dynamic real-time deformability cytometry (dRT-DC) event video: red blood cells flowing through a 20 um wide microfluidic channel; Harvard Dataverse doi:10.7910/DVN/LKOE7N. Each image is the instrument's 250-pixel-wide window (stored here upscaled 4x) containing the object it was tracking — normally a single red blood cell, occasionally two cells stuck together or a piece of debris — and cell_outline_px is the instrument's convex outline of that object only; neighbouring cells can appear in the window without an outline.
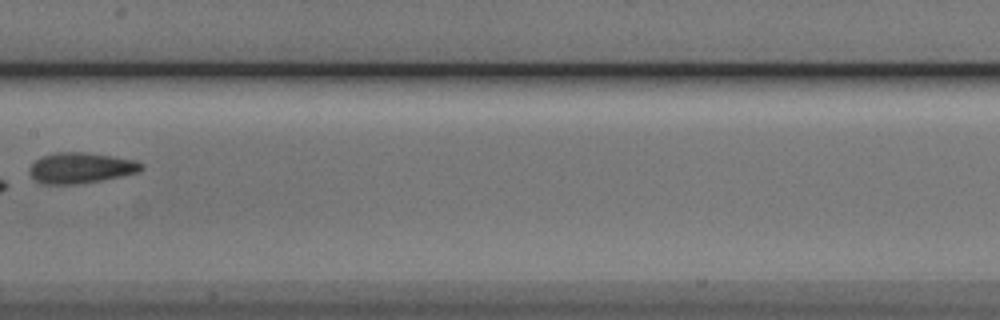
{"species": "Egyptian fruit bat (a non-hibernating species)", "species_latin": "Rousettus aegyptiacus", "temperature_condition": "cold", "stored_images_in_passage": 6, "camera_frame_rate_fps": 3000, "um_per_image_px": 0.085, "animal": {"sex": "male"}, "frame": {"image": 1, "passage_image": 5, "time_ms": 1.333, "image_size_px": [1000, 320], "cell_outline_px": [[144, 168], [140, 172], [100, 180], [76, 184], [40, 184], [28, 172], [28, 168], [36, 160], [44, 156], [56, 152], [88, 152], [136, 160], [144, 164]], "centroid_in_image_um": [6.88, 14.27], "position_along_channel_um": 200.5, "area_um2": 20.06}}
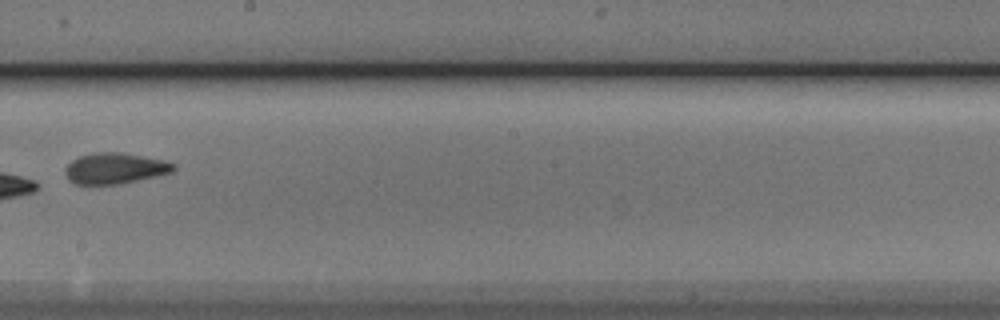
{"frame": {"image": 2, "passage_image": 6, "time_ms": 1.667, "image_size_px": [1000, 320], "cell_outline_px": [[176, 168], [172, 172], [156, 176], [120, 184], [76, 184], [68, 180], [64, 172], [64, 168], [72, 160], [80, 156], [92, 152], [120, 152], [164, 160], [176, 164]], "centroid_in_image_um": [9.75, 14.3], "position_along_channel_um": 238.4, "area_um2": 19.59}}